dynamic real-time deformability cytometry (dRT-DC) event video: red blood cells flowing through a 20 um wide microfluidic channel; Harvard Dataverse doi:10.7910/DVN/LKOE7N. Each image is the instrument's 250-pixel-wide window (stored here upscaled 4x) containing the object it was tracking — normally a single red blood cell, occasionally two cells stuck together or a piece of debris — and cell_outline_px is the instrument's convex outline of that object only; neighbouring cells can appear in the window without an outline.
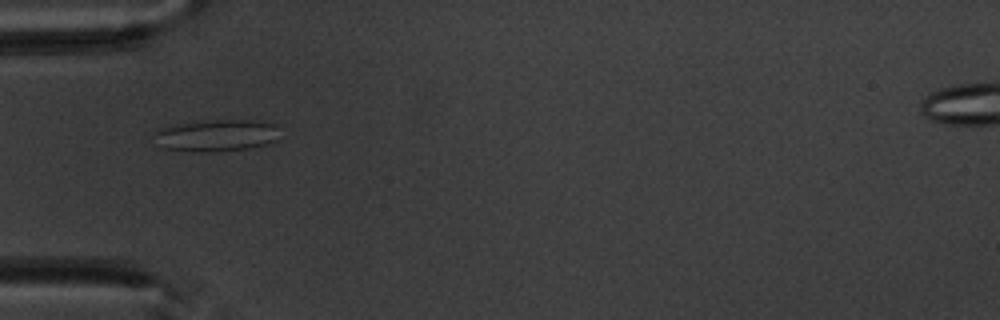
{"species": "common noctule bat (a hibernating species)", "species_latin": "Nyctalus noctula", "temperature_condition": "warm", "stored_images_in_passage": 7, "camera_frame_rate_fps": 3000, "um_per_image_px": 0.085, "animal": {"sex": "male", "body_mass_g": 20.1, "forearm_length_mm": 53.5}, "frame": {"image": 1, "passage_image": 6, "time_ms": 5.333, "image_size_px": [1000, 320], "cell_outline_px": [[276, 140], [268, 144], [248, 148], [216, 152], [192, 152], [164, 148], [156, 132], [156, 128], [180, 124], [212, 120], [248, 120], [276, 124]], "centroid_in_image_um": [18.43, 11.52], "position_along_channel_um": 66.6, "area_um2": 22.83}}
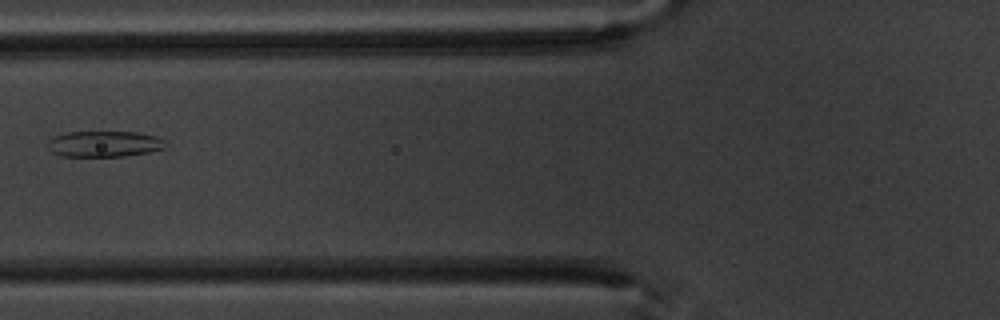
{"frame": {"image": 2, "passage_image": 7, "time_ms": 6.667, "image_size_px": [1000, 320], "cell_outline_px": [[164, 148], [148, 152], [124, 156], [60, 156], [52, 152], [48, 148], [48, 140], [52, 136], [68, 132], [136, 132], [156, 136], [164, 140]], "centroid_in_image_um": [8.81, 12.23], "position_along_channel_um": 117.0, "area_um2": 17.74}}